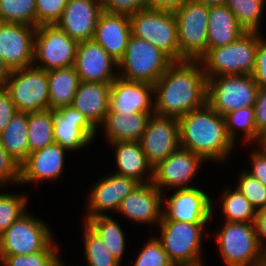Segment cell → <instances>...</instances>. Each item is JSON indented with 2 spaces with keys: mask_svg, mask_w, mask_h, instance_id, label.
<instances>
[{
  "mask_svg": "<svg viewBox=\"0 0 266 266\" xmlns=\"http://www.w3.org/2000/svg\"><path fill=\"white\" fill-rule=\"evenodd\" d=\"M250 159L251 169L246 172L266 186V150L260 146L253 148Z\"/></svg>",
  "mask_w": 266,
  "mask_h": 266,
  "instance_id": "bcb514c9",
  "label": "cell"
},
{
  "mask_svg": "<svg viewBox=\"0 0 266 266\" xmlns=\"http://www.w3.org/2000/svg\"><path fill=\"white\" fill-rule=\"evenodd\" d=\"M260 266H266V254L264 255L263 260L261 261Z\"/></svg>",
  "mask_w": 266,
  "mask_h": 266,
  "instance_id": "9f6ffc18",
  "label": "cell"
},
{
  "mask_svg": "<svg viewBox=\"0 0 266 266\" xmlns=\"http://www.w3.org/2000/svg\"><path fill=\"white\" fill-rule=\"evenodd\" d=\"M58 251H40L26 255H0L2 266H54Z\"/></svg>",
  "mask_w": 266,
  "mask_h": 266,
  "instance_id": "60d3db41",
  "label": "cell"
},
{
  "mask_svg": "<svg viewBox=\"0 0 266 266\" xmlns=\"http://www.w3.org/2000/svg\"><path fill=\"white\" fill-rule=\"evenodd\" d=\"M11 71V68L0 58V88L6 87Z\"/></svg>",
  "mask_w": 266,
  "mask_h": 266,
  "instance_id": "816d5d0a",
  "label": "cell"
},
{
  "mask_svg": "<svg viewBox=\"0 0 266 266\" xmlns=\"http://www.w3.org/2000/svg\"><path fill=\"white\" fill-rule=\"evenodd\" d=\"M255 225L260 248L266 254V208L257 211Z\"/></svg>",
  "mask_w": 266,
  "mask_h": 266,
  "instance_id": "681fc988",
  "label": "cell"
},
{
  "mask_svg": "<svg viewBox=\"0 0 266 266\" xmlns=\"http://www.w3.org/2000/svg\"><path fill=\"white\" fill-rule=\"evenodd\" d=\"M258 146L266 150V130L261 134Z\"/></svg>",
  "mask_w": 266,
  "mask_h": 266,
  "instance_id": "db71d44e",
  "label": "cell"
},
{
  "mask_svg": "<svg viewBox=\"0 0 266 266\" xmlns=\"http://www.w3.org/2000/svg\"><path fill=\"white\" fill-rule=\"evenodd\" d=\"M208 223L161 220L156 237L175 266H203L202 241Z\"/></svg>",
  "mask_w": 266,
  "mask_h": 266,
  "instance_id": "277c9868",
  "label": "cell"
},
{
  "mask_svg": "<svg viewBox=\"0 0 266 266\" xmlns=\"http://www.w3.org/2000/svg\"><path fill=\"white\" fill-rule=\"evenodd\" d=\"M154 85L118 76L111 83L108 112H154Z\"/></svg>",
  "mask_w": 266,
  "mask_h": 266,
  "instance_id": "7402d4cb",
  "label": "cell"
},
{
  "mask_svg": "<svg viewBox=\"0 0 266 266\" xmlns=\"http://www.w3.org/2000/svg\"><path fill=\"white\" fill-rule=\"evenodd\" d=\"M139 143L154 169L180 147L178 119L152 114Z\"/></svg>",
  "mask_w": 266,
  "mask_h": 266,
  "instance_id": "5bb4252c",
  "label": "cell"
},
{
  "mask_svg": "<svg viewBox=\"0 0 266 266\" xmlns=\"http://www.w3.org/2000/svg\"><path fill=\"white\" fill-rule=\"evenodd\" d=\"M108 144H111L115 148L114 157L117 169L112 172L113 174L130 177L140 184H146L153 181V169L148 164L139 141H125Z\"/></svg>",
  "mask_w": 266,
  "mask_h": 266,
  "instance_id": "484cf974",
  "label": "cell"
},
{
  "mask_svg": "<svg viewBox=\"0 0 266 266\" xmlns=\"http://www.w3.org/2000/svg\"><path fill=\"white\" fill-rule=\"evenodd\" d=\"M102 12L100 0H69L56 26L77 43L92 40Z\"/></svg>",
  "mask_w": 266,
  "mask_h": 266,
  "instance_id": "ffe728a7",
  "label": "cell"
},
{
  "mask_svg": "<svg viewBox=\"0 0 266 266\" xmlns=\"http://www.w3.org/2000/svg\"><path fill=\"white\" fill-rule=\"evenodd\" d=\"M259 87L252 75H222L207 79V104L223 117L254 107Z\"/></svg>",
  "mask_w": 266,
  "mask_h": 266,
  "instance_id": "ba28073f",
  "label": "cell"
},
{
  "mask_svg": "<svg viewBox=\"0 0 266 266\" xmlns=\"http://www.w3.org/2000/svg\"><path fill=\"white\" fill-rule=\"evenodd\" d=\"M20 184V164L16 162L0 143V185Z\"/></svg>",
  "mask_w": 266,
  "mask_h": 266,
  "instance_id": "ee69618b",
  "label": "cell"
},
{
  "mask_svg": "<svg viewBox=\"0 0 266 266\" xmlns=\"http://www.w3.org/2000/svg\"><path fill=\"white\" fill-rule=\"evenodd\" d=\"M27 127L28 113L17 112L0 134V143L20 165L29 155Z\"/></svg>",
  "mask_w": 266,
  "mask_h": 266,
  "instance_id": "f546056e",
  "label": "cell"
},
{
  "mask_svg": "<svg viewBox=\"0 0 266 266\" xmlns=\"http://www.w3.org/2000/svg\"><path fill=\"white\" fill-rule=\"evenodd\" d=\"M189 0H151L150 9L175 12Z\"/></svg>",
  "mask_w": 266,
  "mask_h": 266,
  "instance_id": "f907efd6",
  "label": "cell"
},
{
  "mask_svg": "<svg viewBox=\"0 0 266 266\" xmlns=\"http://www.w3.org/2000/svg\"><path fill=\"white\" fill-rule=\"evenodd\" d=\"M173 62L156 46L131 34L126 53L118 63L119 76L129 81L154 85Z\"/></svg>",
  "mask_w": 266,
  "mask_h": 266,
  "instance_id": "52a82bcc",
  "label": "cell"
},
{
  "mask_svg": "<svg viewBox=\"0 0 266 266\" xmlns=\"http://www.w3.org/2000/svg\"><path fill=\"white\" fill-rule=\"evenodd\" d=\"M151 0H103V11L110 14L132 16L138 11L149 9Z\"/></svg>",
  "mask_w": 266,
  "mask_h": 266,
  "instance_id": "7bdbcfd3",
  "label": "cell"
},
{
  "mask_svg": "<svg viewBox=\"0 0 266 266\" xmlns=\"http://www.w3.org/2000/svg\"><path fill=\"white\" fill-rule=\"evenodd\" d=\"M218 231L217 248L226 266H260L265 253L260 248L255 223L224 220Z\"/></svg>",
  "mask_w": 266,
  "mask_h": 266,
  "instance_id": "5b68a950",
  "label": "cell"
},
{
  "mask_svg": "<svg viewBox=\"0 0 266 266\" xmlns=\"http://www.w3.org/2000/svg\"><path fill=\"white\" fill-rule=\"evenodd\" d=\"M85 223L100 236L111 254L121 263L126 238L120 224L109 215L89 218Z\"/></svg>",
  "mask_w": 266,
  "mask_h": 266,
  "instance_id": "4dcf8cb0",
  "label": "cell"
},
{
  "mask_svg": "<svg viewBox=\"0 0 266 266\" xmlns=\"http://www.w3.org/2000/svg\"><path fill=\"white\" fill-rule=\"evenodd\" d=\"M139 184L130 177L113 173L98 180L90 189L87 201L88 215L84 217V222L89 218L108 215L105 214L107 211L117 212L123 199Z\"/></svg>",
  "mask_w": 266,
  "mask_h": 266,
  "instance_id": "ac0fdd59",
  "label": "cell"
},
{
  "mask_svg": "<svg viewBox=\"0 0 266 266\" xmlns=\"http://www.w3.org/2000/svg\"><path fill=\"white\" fill-rule=\"evenodd\" d=\"M200 4L206 5L207 7L225 5L227 0H194Z\"/></svg>",
  "mask_w": 266,
  "mask_h": 266,
  "instance_id": "f5cc1de1",
  "label": "cell"
},
{
  "mask_svg": "<svg viewBox=\"0 0 266 266\" xmlns=\"http://www.w3.org/2000/svg\"><path fill=\"white\" fill-rule=\"evenodd\" d=\"M36 0H0V22L36 27Z\"/></svg>",
  "mask_w": 266,
  "mask_h": 266,
  "instance_id": "8d00e7d4",
  "label": "cell"
},
{
  "mask_svg": "<svg viewBox=\"0 0 266 266\" xmlns=\"http://www.w3.org/2000/svg\"><path fill=\"white\" fill-rule=\"evenodd\" d=\"M203 162L197 154L179 147L153 169L152 182L164 194L166 189L193 188L191 182Z\"/></svg>",
  "mask_w": 266,
  "mask_h": 266,
  "instance_id": "9a60e30c",
  "label": "cell"
},
{
  "mask_svg": "<svg viewBox=\"0 0 266 266\" xmlns=\"http://www.w3.org/2000/svg\"><path fill=\"white\" fill-rule=\"evenodd\" d=\"M164 194L153 184H139L120 204L117 211L140 224H158L163 216Z\"/></svg>",
  "mask_w": 266,
  "mask_h": 266,
  "instance_id": "44dd1931",
  "label": "cell"
},
{
  "mask_svg": "<svg viewBox=\"0 0 266 266\" xmlns=\"http://www.w3.org/2000/svg\"><path fill=\"white\" fill-rule=\"evenodd\" d=\"M223 190L221 208L226 222L255 223L257 210L250 201L237 188Z\"/></svg>",
  "mask_w": 266,
  "mask_h": 266,
  "instance_id": "836d02e7",
  "label": "cell"
},
{
  "mask_svg": "<svg viewBox=\"0 0 266 266\" xmlns=\"http://www.w3.org/2000/svg\"><path fill=\"white\" fill-rule=\"evenodd\" d=\"M69 0H36V28L56 25Z\"/></svg>",
  "mask_w": 266,
  "mask_h": 266,
  "instance_id": "b9f144b4",
  "label": "cell"
},
{
  "mask_svg": "<svg viewBox=\"0 0 266 266\" xmlns=\"http://www.w3.org/2000/svg\"><path fill=\"white\" fill-rule=\"evenodd\" d=\"M180 61L200 60L208 51L209 7L187 1L175 12Z\"/></svg>",
  "mask_w": 266,
  "mask_h": 266,
  "instance_id": "9c48e42d",
  "label": "cell"
},
{
  "mask_svg": "<svg viewBox=\"0 0 266 266\" xmlns=\"http://www.w3.org/2000/svg\"><path fill=\"white\" fill-rule=\"evenodd\" d=\"M266 0H227L226 6L233 12L238 24L246 32H259L260 19Z\"/></svg>",
  "mask_w": 266,
  "mask_h": 266,
  "instance_id": "d590c367",
  "label": "cell"
},
{
  "mask_svg": "<svg viewBox=\"0 0 266 266\" xmlns=\"http://www.w3.org/2000/svg\"><path fill=\"white\" fill-rule=\"evenodd\" d=\"M18 112L32 113L49 109L47 71L35 66L14 69L5 87Z\"/></svg>",
  "mask_w": 266,
  "mask_h": 266,
  "instance_id": "8fae6325",
  "label": "cell"
},
{
  "mask_svg": "<svg viewBox=\"0 0 266 266\" xmlns=\"http://www.w3.org/2000/svg\"><path fill=\"white\" fill-rule=\"evenodd\" d=\"M258 43L259 32H245L233 43L208 49L200 59L205 77L252 75Z\"/></svg>",
  "mask_w": 266,
  "mask_h": 266,
  "instance_id": "3957f363",
  "label": "cell"
},
{
  "mask_svg": "<svg viewBox=\"0 0 266 266\" xmlns=\"http://www.w3.org/2000/svg\"><path fill=\"white\" fill-rule=\"evenodd\" d=\"M259 88H266V40L259 34L256 50L255 67L252 74Z\"/></svg>",
  "mask_w": 266,
  "mask_h": 266,
  "instance_id": "f6af8a7d",
  "label": "cell"
},
{
  "mask_svg": "<svg viewBox=\"0 0 266 266\" xmlns=\"http://www.w3.org/2000/svg\"><path fill=\"white\" fill-rule=\"evenodd\" d=\"M130 18L131 33L166 53L173 61H180L177 20L174 12L145 9Z\"/></svg>",
  "mask_w": 266,
  "mask_h": 266,
  "instance_id": "30bf717a",
  "label": "cell"
},
{
  "mask_svg": "<svg viewBox=\"0 0 266 266\" xmlns=\"http://www.w3.org/2000/svg\"><path fill=\"white\" fill-rule=\"evenodd\" d=\"M52 230L27 211L0 236V255H26L59 251Z\"/></svg>",
  "mask_w": 266,
  "mask_h": 266,
  "instance_id": "8992f818",
  "label": "cell"
},
{
  "mask_svg": "<svg viewBox=\"0 0 266 266\" xmlns=\"http://www.w3.org/2000/svg\"><path fill=\"white\" fill-rule=\"evenodd\" d=\"M63 261L61 260L60 256L57 258V260L55 261L54 263V266H66V265H63Z\"/></svg>",
  "mask_w": 266,
  "mask_h": 266,
  "instance_id": "11a10c76",
  "label": "cell"
},
{
  "mask_svg": "<svg viewBox=\"0 0 266 266\" xmlns=\"http://www.w3.org/2000/svg\"><path fill=\"white\" fill-rule=\"evenodd\" d=\"M131 34L128 16L103 11L96 24L93 40L119 63L126 53Z\"/></svg>",
  "mask_w": 266,
  "mask_h": 266,
  "instance_id": "cb8c5ba5",
  "label": "cell"
},
{
  "mask_svg": "<svg viewBox=\"0 0 266 266\" xmlns=\"http://www.w3.org/2000/svg\"><path fill=\"white\" fill-rule=\"evenodd\" d=\"M245 32L226 5L209 7L208 49L233 43Z\"/></svg>",
  "mask_w": 266,
  "mask_h": 266,
  "instance_id": "83f0119b",
  "label": "cell"
},
{
  "mask_svg": "<svg viewBox=\"0 0 266 266\" xmlns=\"http://www.w3.org/2000/svg\"><path fill=\"white\" fill-rule=\"evenodd\" d=\"M54 141L69 151L81 150L95 139L97 128L72 105L53 110Z\"/></svg>",
  "mask_w": 266,
  "mask_h": 266,
  "instance_id": "e0dca14e",
  "label": "cell"
},
{
  "mask_svg": "<svg viewBox=\"0 0 266 266\" xmlns=\"http://www.w3.org/2000/svg\"><path fill=\"white\" fill-rule=\"evenodd\" d=\"M36 27L0 22V58L11 68L33 66Z\"/></svg>",
  "mask_w": 266,
  "mask_h": 266,
  "instance_id": "2e32d148",
  "label": "cell"
},
{
  "mask_svg": "<svg viewBox=\"0 0 266 266\" xmlns=\"http://www.w3.org/2000/svg\"><path fill=\"white\" fill-rule=\"evenodd\" d=\"M118 67V62L93 39L78 43L74 68L80 81L111 84L119 76Z\"/></svg>",
  "mask_w": 266,
  "mask_h": 266,
  "instance_id": "d6986e66",
  "label": "cell"
},
{
  "mask_svg": "<svg viewBox=\"0 0 266 266\" xmlns=\"http://www.w3.org/2000/svg\"><path fill=\"white\" fill-rule=\"evenodd\" d=\"M163 203L161 220L208 223L214 215L211 196L197 186L176 189L169 198H163Z\"/></svg>",
  "mask_w": 266,
  "mask_h": 266,
  "instance_id": "4fadbf2b",
  "label": "cell"
},
{
  "mask_svg": "<svg viewBox=\"0 0 266 266\" xmlns=\"http://www.w3.org/2000/svg\"><path fill=\"white\" fill-rule=\"evenodd\" d=\"M154 112H107L101 125L109 143L139 141Z\"/></svg>",
  "mask_w": 266,
  "mask_h": 266,
  "instance_id": "4316f807",
  "label": "cell"
},
{
  "mask_svg": "<svg viewBox=\"0 0 266 266\" xmlns=\"http://www.w3.org/2000/svg\"><path fill=\"white\" fill-rule=\"evenodd\" d=\"M17 112L7 89L0 88V134Z\"/></svg>",
  "mask_w": 266,
  "mask_h": 266,
  "instance_id": "7dc6e473",
  "label": "cell"
},
{
  "mask_svg": "<svg viewBox=\"0 0 266 266\" xmlns=\"http://www.w3.org/2000/svg\"><path fill=\"white\" fill-rule=\"evenodd\" d=\"M239 175L237 188L259 211L266 208V186L252 177L246 170Z\"/></svg>",
  "mask_w": 266,
  "mask_h": 266,
  "instance_id": "f35d334b",
  "label": "cell"
},
{
  "mask_svg": "<svg viewBox=\"0 0 266 266\" xmlns=\"http://www.w3.org/2000/svg\"><path fill=\"white\" fill-rule=\"evenodd\" d=\"M178 123L181 148L190 150L204 161H223L224 164L235 144L227 134L222 115L206 103L178 119Z\"/></svg>",
  "mask_w": 266,
  "mask_h": 266,
  "instance_id": "7a4b0ae2",
  "label": "cell"
},
{
  "mask_svg": "<svg viewBox=\"0 0 266 266\" xmlns=\"http://www.w3.org/2000/svg\"><path fill=\"white\" fill-rule=\"evenodd\" d=\"M83 245L85 260L88 266H121L102 241L85 222L83 224Z\"/></svg>",
  "mask_w": 266,
  "mask_h": 266,
  "instance_id": "e575fe53",
  "label": "cell"
},
{
  "mask_svg": "<svg viewBox=\"0 0 266 266\" xmlns=\"http://www.w3.org/2000/svg\"><path fill=\"white\" fill-rule=\"evenodd\" d=\"M144 245L133 266H175L156 237L152 236Z\"/></svg>",
  "mask_w": 266,
  "mask_h": 266,
  "instance_id": "ab89813d",
  "label": "cell"
},
{
  "mask_svg": "<svg viewBox=\"0 0 266 266\" xmlns=\"http://www.w3.org/2000/svg\"><path fill=\"white\" fill-rule=\"evenodd\" d=\"M77 45L56 25L38 26L33 66L45 71L74 66Z\"/></svg>",
  "mask_w": 266,
  "mask_h": 266,
  "instance_id": "7c38bea8",
  "label": "cell"
},
{
  "mask_svg": "<svg viewBox=\"0 0 266 266\" xmlns=\"http://www.w3.org/2000/svg\"><path fill=\"white\" fill-rule=\"evenodd\" d=\"M111 84L80 81L72 106L98 129L108 112Z\"/></svg>",
  "mask_w": 266,
  "mask_h": 266,
  "instance_id": "d4e9b609",
  "label": "cell"
},
{
  "mask_svg": "<svg viewBox=\"0 0 266 266\" xmlns=\"http://www.w3.org/2000/svg\"><path fill=\"white\" fill-rule=\"evenodd\" d=\"M226 122V130L229 138L236 143L237 134L243 132V142L258 144L261 134L257 131L254 107L240 108L238 110L227 113L224 116ZM238 130V131H237Z\"/></svg>",
  "mask_w": 266,
  "mask_h": 266,
  "instance_id": "d6a6232c",
  "label": "cell"
},
{
  "mask_svg": "<svg viewBox=\"0 0 266 266\" xmlns=\"http://www.w3.org/2000/svg\"><path fill=\"white\" fill-rule=\"evenodd\" d=\"M257 131L262 134L266 130V88H260L254 105Z\"/></svg>",
  "mask_w": 266,
  "mask_h": 266,
  "instance_id": "c3c4849f",
  "label": "cell"
},
{
  "mask_svg": "<svg viewBox=\"0 0 266 266\" xmlns=\"http://www.w3.org/2000/svg\"><path fill=\"white\" fill-rule=\"evenodd\" d=\"M154 114L180 119L207 103V78L200 60L174 61L154 84Z\"/></svg>",
  "mask_w": 266,
  "mask_h": 266,
  "instance_id": "6da1fadb",
  "label": "cell"
},
{
  "mask_svg": "<svg viewBox=\"0 0 266 266\" xmlns=\"http://www.w3.org/2000/svg\"><path fill=\"white\" fill-rule=\"evenodd\" d=\"M27 130L29 153L54 144L53 110L28 113Z\"/></svg>",
  "mask_w": 266,
  "mask_h": 266,
  "instance_id": "1f68e13d",
  "label": "cell"
},
{
  "mask_svg": "<svg viewBox=\"0 0 266 266\" xmlns=\"http://www.w3.org/2000/svg\"><path fill=\"white\" fill-rule=\"evenodd\" d=\"M67 151L59 144L54 143L29 153L26 160L20 165L19 185L58 179L64 170L65 152Z\"/></svg>",
  "mask_w": 266,
  "mask_h": 266,
  "instance_id": "603a6c76",
  "label": "cell"
},
{
  "mask_svg": "<svg viewBox=\"0 0 266 266\" xmlns=\"http://www.w3.org/2000/svg\"><path fill=\"white\" fill-rule=\"evenodd\" d=\"M49 82V109L72 104L75 93L80 83V78L74 66L47 71Z\"/></svg>",
  "mask_w": 266,
  "mask_h": 266,
  "instance_id": "f1b7e54d",
  "label": "cell"
},
{
  "mask_svg": "<svg viewBox=\"0 0 266 266\" xmlns=\"http://www.w3.org/2000/svg\"><path fill=\"white\" fill-rule=\"evenodd\" d=\"M27 201L24 194L0 193V236L28 211Z\"/></svg>",
  "mask_w": 266,
  "mask_h": 266,
  "instance_id": "74e56055",
  "label": "cell"
}]
</instances>
